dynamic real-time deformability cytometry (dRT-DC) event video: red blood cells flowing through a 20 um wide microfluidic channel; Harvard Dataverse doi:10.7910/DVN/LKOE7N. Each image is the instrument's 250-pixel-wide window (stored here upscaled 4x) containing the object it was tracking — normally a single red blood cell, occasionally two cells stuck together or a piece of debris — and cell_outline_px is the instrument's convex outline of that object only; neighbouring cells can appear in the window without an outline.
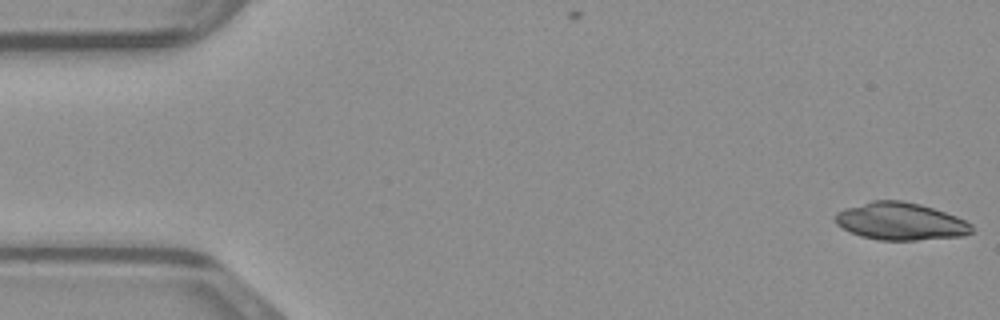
{"species": "common noctule bat (a hibernating species)", "species_latin": "Nyctalus noctula", "temperature_condition": "warm", "stored_images_in_passage": 47, "camera_frame_rate_fps": 3000, "um_per_image_px": 0.085, "animal": {"sex": "male", "body_mass_g": 23.1, "forearm_length_mm": 52.7}, "frame": {"image": 1, "passage_image": 1, "time_ms": 0.0, "image_size_px": [1000, 320], "cell_outline_px": [[972, 232], [964, 236], [916, 240], [880, 240], [860, 236], [836, 224], [836, 212], [844, 208], [872, 200], [900, 200], [920, 204], [956, 216], [972, 224]], "centroid_in_image_um": [76.54, 18.81], "position_along_channel_um": 8.5, "area_um2": 29.65}}
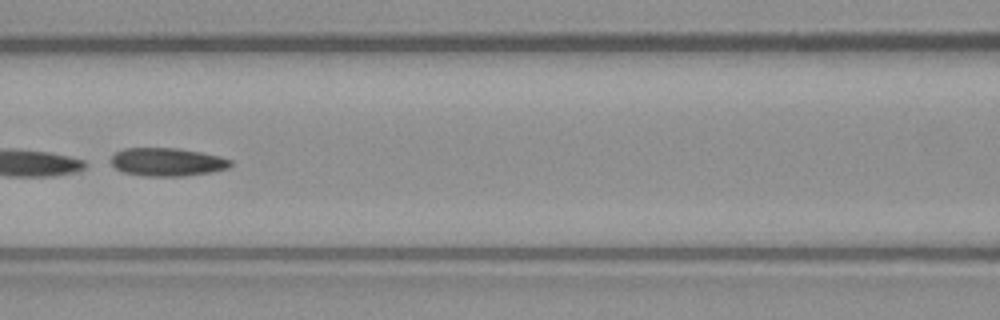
{"frame": {"image": 2, "passage_image": 21, "time_ms": 6.667, "image_size_px": [1000, 320], "cell_outline_px": [[232, 164], [228, 168], [212, 172], [184, 176], [144, 176], [124, 172], [116, 168], [108, 160], [116, 152], [124, 148], [180, 148], [220, 156], [232, 160]], "centroid_in_image_um": [14.21, 13.76], "position_along_channel_um": 152.4, "area_um2": 19.77}}